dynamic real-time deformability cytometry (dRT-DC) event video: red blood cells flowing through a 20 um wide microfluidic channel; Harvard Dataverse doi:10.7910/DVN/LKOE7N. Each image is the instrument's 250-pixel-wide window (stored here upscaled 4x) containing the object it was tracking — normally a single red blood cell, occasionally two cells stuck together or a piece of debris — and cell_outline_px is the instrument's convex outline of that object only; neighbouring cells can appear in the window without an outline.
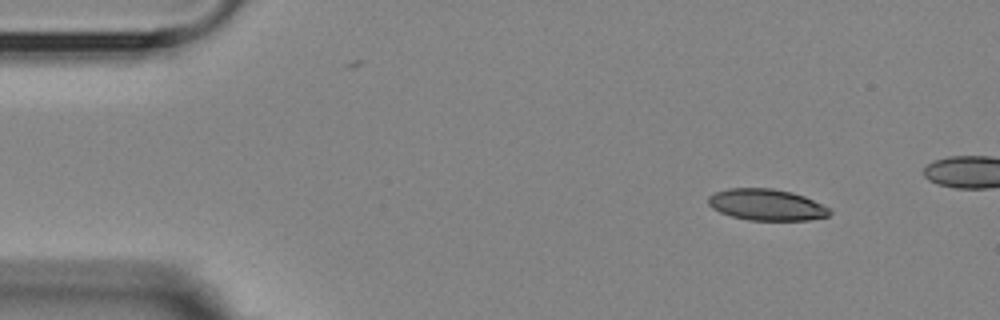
{"species": "Egyptian fruit bat (a non-hibernating species)", "species_latin": "Rousettus aegyptiacus", "temperature_condition": "room temperature", "stored_images_in_passage": 8, "camera_frame_rate_fps": 3000, "um_per_image_px": 0.085, "animal": {"sex": "female"}, "frame": {"image": 1, "passage_image": 1, "time_ms": 0.0, "image_size_px": [1000, 320], "cell_outline_px": [[832, 212], [828, 216], [808, 220], [748, 220], [732, 216], [720, 212], [712, 208], [708, 204], [708, 196], [716, 192], [728, 188], [772, 188], [792, 192], [804, 196], [828, 208]], "centroid_in_image_um": [65.13, 17.4], "position_along_channel_um": 19.9, "area_um2": 22.08}}
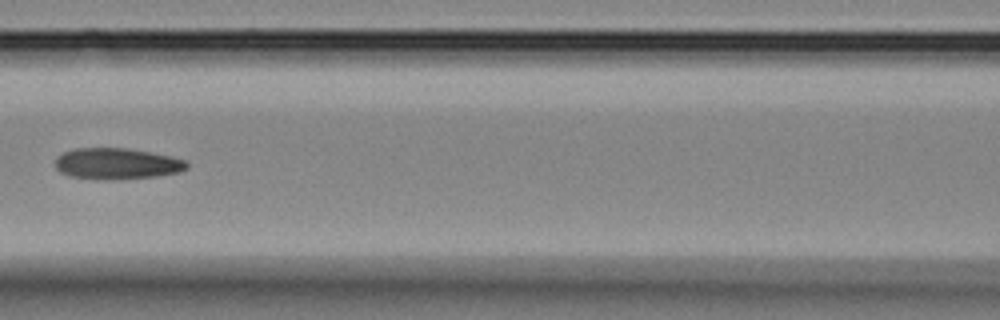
{"frame": {"image": 2, "passage_image": 6, "time_ms": 6.0, "image_size_px": [1000, 320], "cell_outline_px": [[188, 168], [180, 172], [156, 176], [68, 176], [60, 172], [56, 168], [56, 156], [72, 148], [128, 148], [172, 156], [184, 160], [188, 164]], "centroid_in_image_um": [9.95, 13.84], "position_along_channel_um": 156.7, "area_um2": 22.72}}
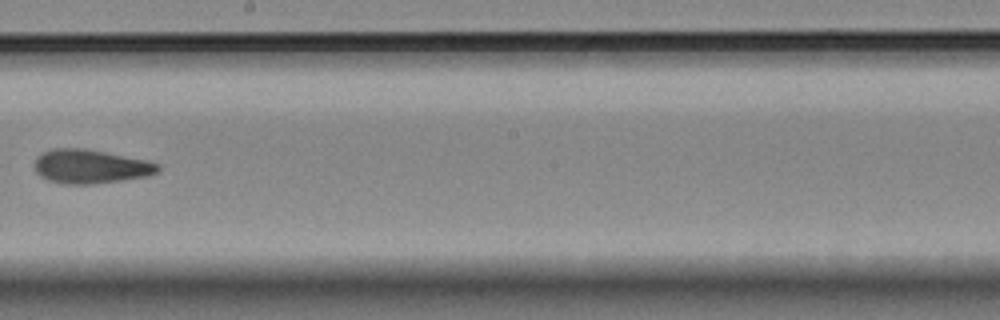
{"frame": {"image": 3, "passage_image": 8, "time_ms": 8.333, "image_size_px": [1000, 320], "cell_outline_px": [[160, 168], [156, 172], [148, 176], [92, 184], [64, 184], [48, 180], [40, 176], [36, 172], [36, 156], [52, 148], [84, 148], [144, 160], [160, 164]], "centroid_in_image_um": [7.66, 14.15], "position_along_channel_um": 240.5, "area_um2": 24.1}}